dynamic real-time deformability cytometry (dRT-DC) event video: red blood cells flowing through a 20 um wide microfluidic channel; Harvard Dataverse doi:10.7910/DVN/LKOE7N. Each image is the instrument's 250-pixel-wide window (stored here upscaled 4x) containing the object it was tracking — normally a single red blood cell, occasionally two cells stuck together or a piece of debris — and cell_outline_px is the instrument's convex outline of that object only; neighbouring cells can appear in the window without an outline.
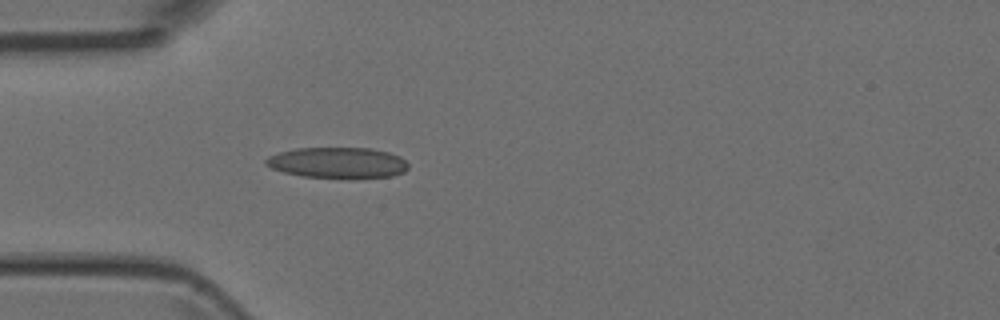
{"species": "Egyptian fruit bat (a non-hibernating species)", "species_latin": "Rousettus aegyptiacus", "temperature_condition": "room temperature", "stored_images_in_passage": 3, "camera_frame_rate_fps": 3000, "um_per_image_px": 0.085, "animal": {"sex": "female"}, "frame": {"image": 1, "passage_image": 3, "time_ms": 3.0, "image_size_px": [1000, 320], "cell_outline_px": [[408, 168], [404, 172], [392, 176], [348, 180], [304, 176], [284, 172], [272, 168], [264, 164], [264, 160], [268, 156], [280, 152], [296, 148], [372, 148], [388, 152], [400, 156], [408, 164]], "centroid_in_image_um": [28.73, 13.85], "position_along_channel_um": 56.3, "area_um2": 26.18}}